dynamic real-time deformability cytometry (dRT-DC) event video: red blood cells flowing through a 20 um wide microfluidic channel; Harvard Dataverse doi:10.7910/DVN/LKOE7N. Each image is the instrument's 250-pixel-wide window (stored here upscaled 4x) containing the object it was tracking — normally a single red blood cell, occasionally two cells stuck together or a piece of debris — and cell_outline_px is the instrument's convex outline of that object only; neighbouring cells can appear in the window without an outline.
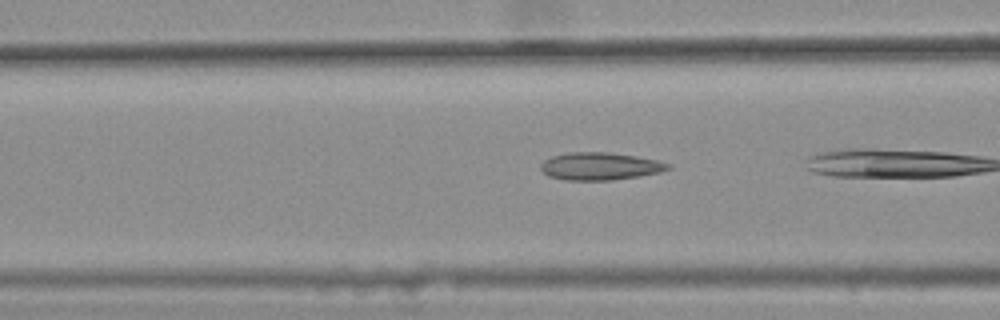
{"species": "common noctule bat (a hibernating species)", "species_latin": "Nyctalus noctula", "temperature_condition": "warm", "stored_images_in_passage": 25, "camera_frame_rate_fps": 3000, "um_per_image_px": 0.085, "animal": {"sex": "female", "body_mass_g": 25.1}, "frame": {"image": 1, "passage_image": 18, "time_ms": 5.667, "image_size_px": [1000, 320], "cell_outline_px": [[672, 168], [660, 172], [640, 176], [612, 180], [564, 180], [548, 176], [540, 168], [540, 164], [544, 160], [552, 156], [568, 152], [608, 152], [636, 156], [656, 160], [672, 164]], "centroid_in_image_um": [51.01, 14.13], "position_along_channel_um": 115.6, "area_um2": 20.58}}